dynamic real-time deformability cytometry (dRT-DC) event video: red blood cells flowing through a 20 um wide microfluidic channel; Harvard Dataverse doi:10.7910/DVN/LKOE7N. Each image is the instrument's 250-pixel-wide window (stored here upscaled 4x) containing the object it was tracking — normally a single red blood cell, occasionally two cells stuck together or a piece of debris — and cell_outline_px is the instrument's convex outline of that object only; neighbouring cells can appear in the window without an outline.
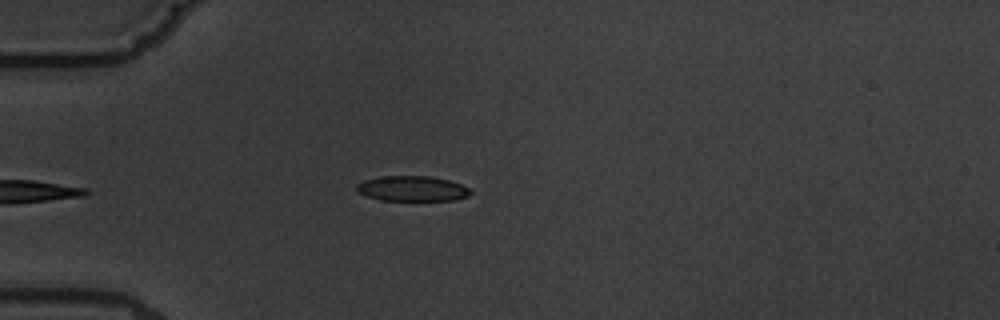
{"species": "common noctule bat (a hibernating species)", "species_latin": "Nyctalus noctula", "temperature_condition": "warm", "stored_images_in_passage": 7, "camera_frame_rate_fps": 3000, "um_per_image_px": 0.085, "animal": {"sex": "male", "body_mass_g": 19.5, "forearm_length_mm": 54.6}, "frame": {"image": 1, "passage_image": 7, "time_ms": 7.667, "image_size_px": [1000, 320], "cell_outline_px": [[472, 192], [468, 196], [452, 200], [380, 200], [356, 192], [356, 184], [364, 180], [384, 176], [428, 176], [448, 180], [460, 184], [468, 188]], "centroid_in_image_um": [35.01, 16.03], "position_along_channel_um": 50.0, "area_um2": 16.59}}